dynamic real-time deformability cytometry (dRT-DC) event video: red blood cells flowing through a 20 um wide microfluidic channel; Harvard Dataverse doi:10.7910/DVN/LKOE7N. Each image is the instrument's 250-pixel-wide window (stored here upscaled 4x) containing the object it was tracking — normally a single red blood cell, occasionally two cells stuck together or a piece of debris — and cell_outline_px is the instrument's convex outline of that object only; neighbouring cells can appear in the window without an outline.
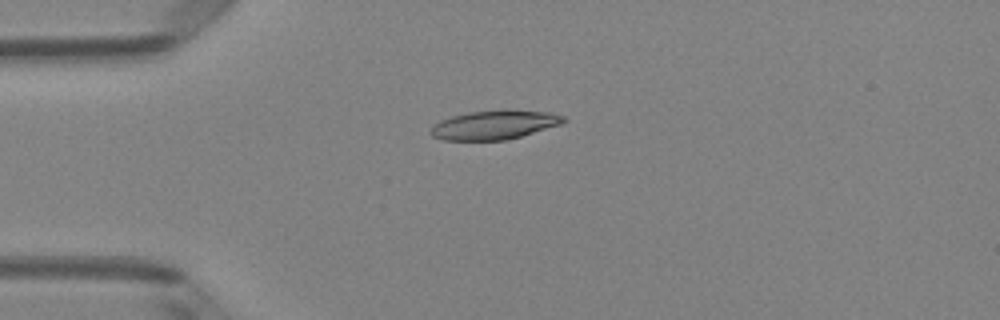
{"species": "Egyptian fruit bat (a non-hibernating species)", "species_latin": "Rousettus aegyptiacus", "temperature_condition": "room temperature", "stored_images_in_passage": 41, "camera_frame_rate_fps": 3000, "um_per_image_px": 0.085, "animal": {"sex": "female"}, "frame": {"image": 1, "passage_image": 4, "time_ms": 1.0, "image_size_px": [1000, 320], "cell_outline_px": [[568, 120], [560, 124], [520, 136], [504, 140], [444, 140], [432, 136], [432, 124], [440, 120], [452, 116], [468, 112], [504, 108], [508, 108], [552, 112], [564, 116]], "centroid_in_image_um": [42.05, 10.57], "position_along_channel_um": 43.0, "area_um2": 22.77}}
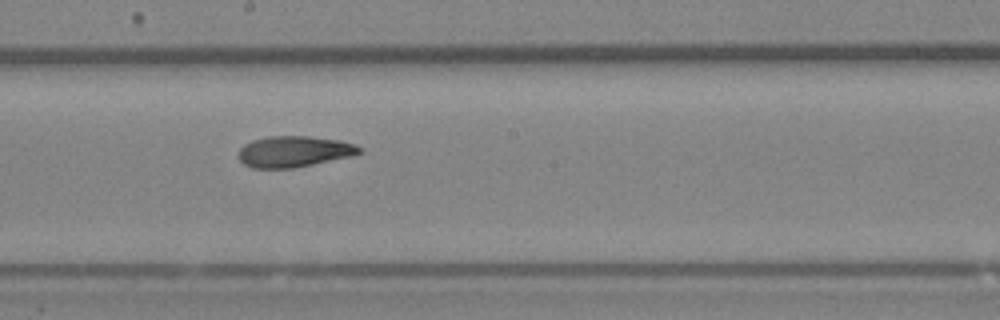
{"frame": {"image": 2, "passage_image": 19, "time_ms": 6.0, "image_size_px": [1000, 320], "cell_outline_px": [[364, 152], [352, 156], [292, 168], [252, 168], [244, 164], [240, 160], [240, 148], [244, 144], [252, 140], [268, 136], [308, 136], [340, 140], [356, 144]], "centroid_in_image_um": [25.01, 12.87], "position_along_channel_um": 223.2, "area_um2": 21.85}}
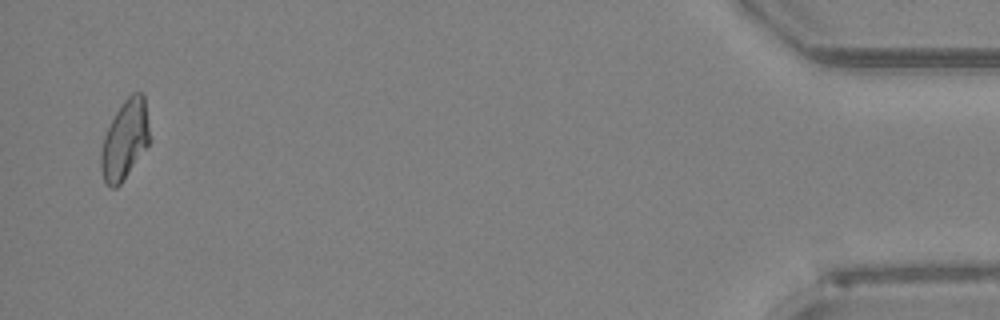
{"frame": {"image": 3, "passage_image": 40, "time_ms": 13.0, "image_size_px": [1000, 320], "cell_outline_px": [[152, 140], [120, 184], [116, 188], [112, 188], [104, 180], [100, 168], [100, 152], [104, 136], [116, 112], [124, 100], [132, 92], [140, 92], [144, 96]], "centroid_in_image_um": [10.63, 11.87], "position_along_channel_um": 424.6, "area_um2": 22.48}, "authors_computed_cell_mechanics": {"area_um2": 22.1952, "velocity_mm_per_s": 4.0803, "shape_relaxation_time_tau1_ms": 8.8776, "shape_relaxation_time_tau2_ms": 4.0146, "deformation_change_tau1": 0.2231, "deformation_change_tau2": 0.1146}}